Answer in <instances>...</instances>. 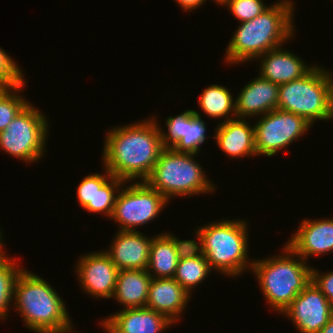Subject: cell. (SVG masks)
<instances>
[{"instance_id":"obj_1","label":"cell","mask_w":333,"mask_h":333,"mask_svg":"<svg viewBox=\"0 0 333 333\" xmlns=\"http://www.w3.org/2000/svg\"><path fill=\"white\" fill-rule=\"evenodd\" d=\"M152 116L106 132L102 164L112 176L125 182L145 181L150 176L164 149L157 117Z\"/></svg>"},{"instance_id":"obj_2","label":"cell","mask_w":333,"mask_h":333,"mask_svg":"<svg viewBox=\"0 0 333 333\" xmlns=\"http://www.w3.org/2000/svg\"><path fill=\"white\" fill-rule=\"evenodd\" d=\"M294 5L292 0H278L254 19L239 23L226 48L224 63L251 62L295 37Z\"/></svg>"},{"instance_id":"obj_3","label":"cell","mask_w":333,"mask_h":333,"mask_svg":"<svg viewBox=\"0 0 333 333\" xmlns=\"http://www.w3.org/2000/svg\"><path fill=\"white\" fill-rule=\"evenodd\" d=\"M13 301V309H17L24 327L31 332L61 333L74 327L65 302L54 287L27 269L15 281Z\"/></svg>"},{"instance_id":"obj_4","label":"cell","mask_w":333,"mask_h":333,"mask_svg":"<svg viewBox=\"0 0 333 333\" xmlns=\"http://www.w3.org/2000/svg\"><path fill=\"white\" fill-rule=\"evenodd\" d=\"M284 244L280 255L255 258L250 271L256 276L266 302L279 314L312 280V266Z\"/></svg>"},{"instance_id":"obj_5","label":"cell","mask_w":333,"mask_h":333,"mask_svg":"<svg viewBox=\"0 0 333 333\" xmlns=\"http://www.w3.org/2000/svg\"><path fill=\"white\" fill-rule=\"evenodd\" d=\"M197 229L211 270L230 278L241 277L246 269L251 270L254 259H249V226L246 219L212 221Z\"/></svg>"},{"instance_id":"obj_6","label":"cell","mask_w":333,"mask_h":333,"mask_svg":"<svg viewBox=\"0 0 333 333\" xmlns=\"http://www.w3.org/2000/svg\"><path fill=\"white\" fill-rule=\"evenodd\" d=\"M197 155L164 148L145 181L169 202L174 197L190 198L215 192L217 186L211 183L203 167L196 161Z\"/></svg>"},{"instance_id":"obj_7","label":"cell","mask_w":333,"mask_h":333,"mask_svg":"<svg viewBox=\"0 0 333 333\" xmlns=\"http://www.w3.org/2000/svg\"><path fill=\"white\" fill-rule=\"evenodd\" d=\"M278 109L300 115L312 125L333 121V73L316 64L301 78L279 85Z\"/></svg>"},{"instance_id":"obj_8","label":"cell","mask_w":333,"mask_h":333,"mask_svg":"<svg viewBox=\"0 0 333 333\" xmlns=\"http://www.w3.org/2000/svg\"><path fill=\"white\" fill-rule=\"evenodd\" d=\"M49 119L30 102L0 132V150L24 163L43 159L49 133Z\"/></svg>"},{"instance_id":"obj_9","label":"cell","mask_w":333,"mask_h":333,"mask_svg":"<svg viewBox=\"0 0 333 333\" xmlns=\"http://www.w3.org/2000/svg\"><path fill=\"white\" fill-rule=\"evenodd\" d=\"M130 183L125 182L119 190L110 218L117 223L119 231H137V227L154 221L169 204L146 181Z\"/></svg>"},{"instance_id":"obj_10","label":"cell","mask_w":333,"mask_h":333,"mask_svg":"<svg viewBox=\"0 0 333 333\" xmlns=\"http://www.w3.org/2000/svg\"><path fill=\"white\" fill-rule=\"evenodd\" d=\"M257 118L258 121L254 123L257 157L274 156L312 128V124L304 117L278 108Z\"/></svg>"},{"instance_id":"obj_11","label":"cell","mask_w":333,"mask_h":333,"mask_svg":"<svg viewBox=\"0 0 333 333\" xmlns=\"http://www.w3.org/2000/svg\"><path fill=\"white\" fill-rule=\"evenodd\" d=\"M281 314L300 333H318L332 318L333 305L311 280Z\"/></svg>"},{"instance_id":"obj_12","label":"cell","mask_w":333,"mask_h":333,"mask_svg":"<svg viewBox=\"0 0 333 333\" xmlns=\"http://www.w3.org/2000/svg\"><path fill=\"white\" fill-rule=\"evenodd\" d=\"M75 266L81 290L93 298L112 299L119 269L104 250L81 255Z\"/></svg>"},{"instance_id":"obj_13","label":"cell","mask_w":333,"mask_h":333,"mask_svg":"<svg viewBox=\"0 0 333 333\" xmlns=\"http://www.w3.org/2000/svg\"><path fill=\"white\" fill-rule=\"evenodd\" d=\"M159 125L162 146L178 153L199 154L205 143L206 124L197 110L187 109L179 115L165 119L167 132Z\"/></svg>"},{"instance_id":"obj_14","label":"cell","mask_w":333,"mask_h":333,"mask_svg":"<svg viewBox=\"0 0 333 333\" xmlns=\"http://www.w3.org/2000/svg\"><path fill=\"white\" fill-rule=\"evenodd\" d=\"M294 232L286 244L304 261L333 252V218H305Z\"/></svg>"},{"instance_id":"obj_15","label":"cell","mask_w":333,"mask_h":333,"mask_svg":"<svg viewBox=\"0 0 333 333\" xmlns=\"http://www.w3.org/2000/svg\"><path fill=\"white\" fill-rule=\"evenodd\" d=\"M105 333H162L174 323L156 311L142 308L119 309L99 322Z\"/></svg>"},{"instance_id":"obj_16","label":"cell","mask_w":333,"mask_h":333,"mask_svg":"<svg viewBox=\"0 0 333 333\" xmlns=\"http://www.w3.org/2000/svg\"><path fill=\"white\" fill-rule=\"evenodd\" d=\"M104 252L119 270H145L153 237L138 231H117Z\"/></svg>"},{"instance_id":"obj_17","label":"cell","mask_w":333,"mask_h":333,"mask_svg":"<svg viewBox=\"0 0 333 333\" xmlns=\"http://www.w3.org/2000/svg\"><path fill=\"white\" fill-rule=\"evenodd\" d=\"M236 95V118L251 120L278 108L279 85L258 75Z\"/></svg>"},{"instance_id":"obj_18","label":"cell","mask_w":333,"mask_h":333,"mask_svg":"<svg viewBox=\"0 0 333 333\" xmlns=\"http://www.w3.org/2000/svg\"><path fill=\"white\" fill-rule=\"evenodd\" d=\"M191 297L174 278H152L145 307L166 316L176 324L185 313Z\"/></svg>"},{"instance_id":"obj_19","label":"cell","mask_w":333,"mask_h":333,"mask_svg":"<svg viewBox=\"0 0 333 333\" xmlns=\"http://www.w3.org/2000/svg\"><path fill=\"white\" fill-rule=\"evenodd\" d=\"M283 47L270 50L255 59L260 61L258 75L277 85L299 79L315 66L305 64L302 57Z\"/></svg>"},{"instance_id":"obj_20","label":"cell","mask_w":333,"mask_h":333,"mask_svg":"<svg viewBox=\"0 0 333 333\" xmlns=\"http://www.w3.org/2000/svg\"><path fill=\"white\" fill-rule=\"evenodd\" d=\"M248 122L245 118H234L217 123L213 136L217 147L232 159L257 156L254 125Z\"/></svg>"},{"instance_id":"obj_21","label":"cell","mask_w":333,"mask_h":333,"mask_svg":"<svg viewBox=\"0 0 333 333\" xmlns=\"http://www.w3.org/2000/svg\"><path fill=\"white\" fill-rule=\"evenodd\" d=\"M151 275L145 270H119L113 299L123 309L142 308L147 304Z\"/></svg>"},{"instance_id":"obj_22","label":"cell","mask_w":333,"mask_h":333,"mask_svg":"<svg viewBox=\"0 0 333 333\" xmlns=\"http://www.w3.org/2000/svg\"><path fill=\"white\" fill-rule=\"evenodd\" d=\"M179 262L176 248L166 233L153 236L146 271L152 278H173Z\"/></svg>"},{"instance_id":"obj_23","label":"cell","mask_w":333,"mask_h":333,"mask_svg":"<svg viewBox=\"0 0 333 333\" xmlns=\"http://www.w3.org/2000/svg\"><path fill=\"white\" fill-rule=\"evenodd\" d=\"M198 103L200 110L208 118H218L219 121L220 118L225 119L222 122L236 118L235 98L225 86L211 84L202 91Z\"/></svg>"},{"instance_id":"obj_24","label":"cell","mask_w":333,"mask_h":333,"mask_svg":"<svg viewBox=\"0 0 333 333\" xmlns=\"http://www.w3.org/2000/svg\"><path fill=\"white\" fill-rule=\"evenodd\" d=\"M103 168V174L95 173L94 213L103 214L110 219L117 194L125 181L112 176L104 166Z\"/></svg>"},{"instance_id":"obj_25","label":"cell","mask_w":333,"mask_h":333,"mask_svg":"<svg viewBox=\"0 0 333 333\" xmlns=\"http://www.w3.org/2000/svg\"><path fill=\"white\" fill-rule=\"evenodd\" d=\"M8 256L7 253L0 256V320H6L13 307L15 281L23 270L15 258Z\"/></svg>"},{"instance_id":"obj_26","label":"cell","mask_w":333,"mask_h":333,"mask_svg":"<svg viewBox=\"0 0 333 333\" xmlns=\"http://www.w3.org/2000/svg\"><path fill=\"white\" fill-rule=\"evenodd\" d=\"M212 273L205 256L179 260L174 279L189 293Z\"/></svg>"},{"instance_id":"obj_27","label":"cell","mask_w":333,"mask_h":333,"mask_svg":"<svg viewBox=\"0 0 333 333\" xmlns=\"http://www.w3.org/2000/svg\"><path fill=\"white\" fill-rule=\"evenodd\" d=\"M25 84L6 88L0 93V132L29 103L22 94Z\"/></svg>"},{"instance_id":"obj_28","label":"cell","mask_w":333,"mask_h":333,"mask_svg":"<svg viewBox=\"0 0 333 333\" xmlns=\"http://www.w3.org/2000/svg\"><path fill=\"white\" fill-rule=\"evenodd\" d=\"M224 6L242 23L262 14L271 4L266 5L263 0H229Z\"/></svg>"},{"instance_id":"obj_29","label":"cell","mask_w":333,"mask_h":333,"mask_svg":"<svg viewBox=\"0 0 333 333\" xmlns=\"http://www.w3.org/2000/svg\"><path fill=\"white\" fill-rule=\"evenodd\" d=\"M22 68L0 47V82L6 87L26 84Z\"/></svg>"},{"instance_id":"obj_30","label":"cell","mask_w":333,"mask_h":333,"mask_svg":"<svg viewBox=\"0 0 333 333\" xmlns=\"http://www.w3.org/2000/svg\"><path fill=\"white\" fill-rule=\"evenodd\" d=\"M195 231L196 233L194 235H196L195 237L198 242H196L194 239L181 240L178 239L177 236L173 235V233L165 232L173 241L179 260L204 256L203 241L201 234L197 229V227L196 230H194V232Z\"/></svg>"},{"instance_id":"obj_31","label":"cell","mask_w":333,"mask_h":333,"mask_svg":"<svg viewBox=\"0 0 333 333\" xmlns=\"http://www.w3.org/2000/svg\"><path fill=\"white\" fill-rule=\"evenodd\" d=\"M76 196L82 209L94 213L95 173L82 179L77 186Z\"/></svg>"},{"instance_id":"obj_32","label":"cell","mask_w":333,"mask_h":333,"mask_svg":"<svg viewBox=\"0 0 333 333\" xmlns=\"http://www.w3.org/2000/svg\"><path fill=\"white\" fill-rule=\"evenodd\" d=\"M312 281L333 305V270L322 273L312 267Z\"/></svg>"},{"instance_id":"obj_33","label":"cell","mask_w":333,"mask_h":333,"mask_svg":"<svg viewBox=\"0 0 333 333\" xmlns=\"http://www.w3.org/2000/svg\"><path fill=\"white\" fill-rule=\"evenodd\" d=\"M174 1L178 3V5L182 8L183 11L192 12L194 9L201 7L203 3L206 4V1L208 0H174Z\"/></svg>"},{"instance_id":"obj_34","label":"cell","mask_w":333,"mask_h":333,"mask_svg":"<svg viewBox=\"0 0 333 333\" xmlns=\"http://www.w3.org/2000/svg\"><path fill=\"white\" fill-rule=\"evenodd\" d=\"M318 333H333V316Z\"/></svg>"},{"instance_id":"obj_35","label":"cell","mask_w":333,"mask_h":333,"mask_svg":"<svg viewBox=\"0 0 333 333\" xmlns=\"http://www.w3.org/2000/svg\"><path fill=\"white\" fill-rule=\"evenodd\" d=\"M1 228V227H0ZM3 231H1V229H0V256H2L4 253H6L5 251H6V249H5V247H4V243L2 242L3 241V239H4V237L3 236H5V235H3V233H2ZM4 247V248H3ZM3 249L5 250V251H3Z\"/></svg>"},{"instance_id":"obj_36","label":"cell","mask_w":333,"mask_h":333,"mask_svg":"<svg viewBox=\"0 0 333 333\" xmlns=\"http://www.w3.org/2000/svg\"><path fill=\"white\" fill-rule=\"evenodd\" d=\"M215 4L224 6L229 0H212Z\"/></svg>"},{"instance_id":"obj_37","label":"cell","mask_w":333,"mask_h":333,"mask_svg":"<svg viewBox=\"0 0 333 333\" xmlns=\"http://www.w3.org/2000/svg\"><path fill=\"white\" fill-rule=\"evenodd\" d=\"M5 89H6V87L0 82V93Z\"/></svg>"},{"instance_id":"obj_38","label":"cell","mask_w":333,"mask_h":333,"mask_svg":"<svg viewBox=\"0 0 333 333\" xmlns=\"http://www.w3.org/2000/svg\"><path fill=\"white\" fill-rule=\"evenodd\" d=\"M72 331H75L74 329H70L68 331H64V332H61V333H72Z\"/></svg>"}]
</instances>
